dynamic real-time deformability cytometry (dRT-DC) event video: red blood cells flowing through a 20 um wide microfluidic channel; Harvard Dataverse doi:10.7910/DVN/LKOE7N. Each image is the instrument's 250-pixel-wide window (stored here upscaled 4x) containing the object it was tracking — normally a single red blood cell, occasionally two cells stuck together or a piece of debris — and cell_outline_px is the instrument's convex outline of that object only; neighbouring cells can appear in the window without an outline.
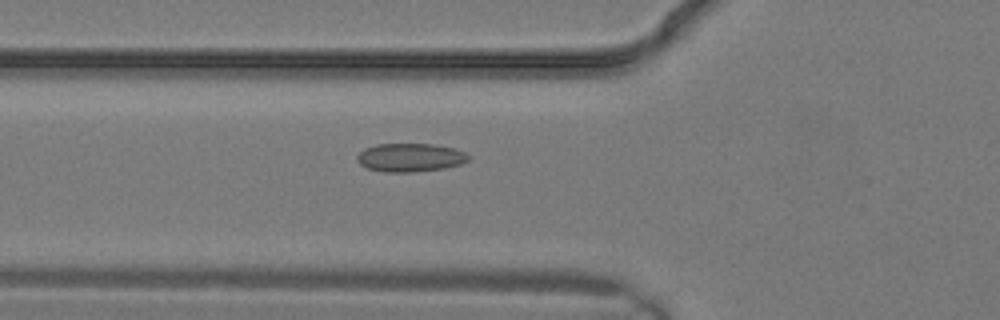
{"species": "common noctule bat (a hibernating species)", "species_latin": "Nyctalus noctula", "temperature_condition": "warm", "stored_images_in_passage": 13, "camera_frame_rate_fps": 3000, "um_per_image_px": 0.085, "animal": {"sex": "male", "body_mass_g": 19.2, "forearm_length_mm": 51.8}, "frame": {"image": 1, "passage_image": 3, "time_ms": 0.667, "image_size_px": [1000, 320], "cell_outline_px": [[468, 160], [460, 164], [444, 168], [412, 172], [384, 172], [368, 168], [360, 164], [356, 160], [356, 156], [364, 148], [376, 144], [432, 144], [452, 148], [464, 152], [468, 156]], "centroid_in_image_um": [34.81, 13.39], "position_along_channel_um": 91.0, "area_um2": 18.32}}
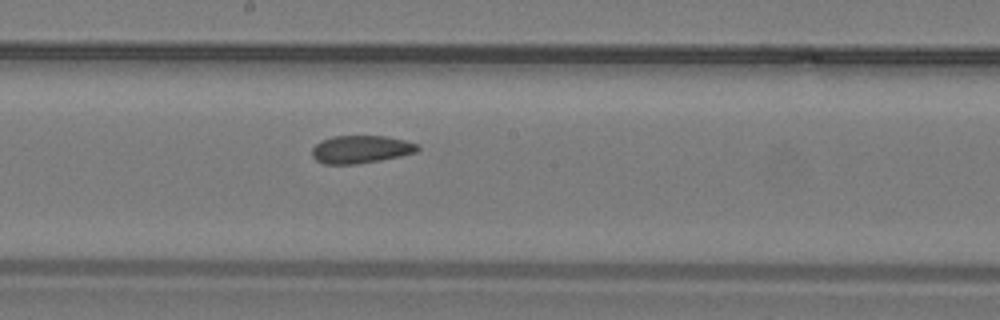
{"frame": {"image": 2, "passage_image": 8, "time_ms": 2.333, "image_size_px": [1000, 320], "cell_outline_px": [[420, 148], [416, 152], [400, 156], [380, 160], [356, 164], [324, 164], [316, 160], [312, 156], [312, 148], [320, 140], [332, 136], [384, 136], [404, 140], [416, 144]], "centroid_in_image_um": [30.63, 12.69], "position_along_channel_um": 217.6, "area_um2": 17.05}}
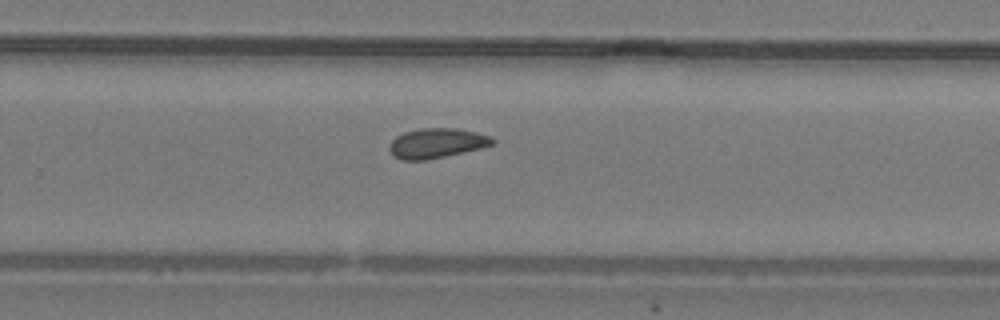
{"frame": {"image": 3, "passage_image": 11, "time_ms": 3.333, "image_size_px": [1000, 320], "cell_outline_px": [[496, 140], [492, 144], [480, 148], [464, 152], [424, 160], [400, 160], [392, 156], [388, 148], [392, 140], [396, 136], [404, 132], [420, 128], [456, 128], [476, 132], [492, 136]], "centroid_in_image_um": [37.09, 12.16], "position_along_channel_um": 292.7, "area_um2": 17.98}}